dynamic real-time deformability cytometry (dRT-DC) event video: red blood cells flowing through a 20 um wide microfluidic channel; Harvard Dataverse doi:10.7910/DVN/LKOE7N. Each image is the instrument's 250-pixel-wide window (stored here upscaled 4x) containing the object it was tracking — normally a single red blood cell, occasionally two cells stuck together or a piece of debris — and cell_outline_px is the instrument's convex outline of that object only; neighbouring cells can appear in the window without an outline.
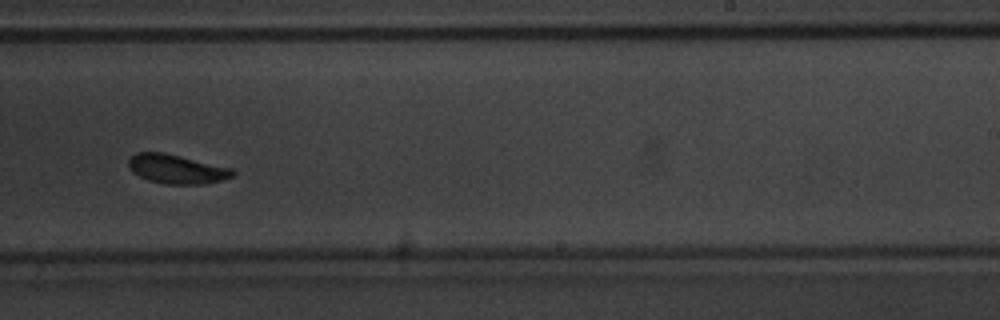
{"species": "common noctule bat (a hibernating species)", "species_latin": "Nyctalus noctula", "temperature_condition": "warm", "stored_images_in_passage": 31, "camera_frame_rate_fps": 3000, "um_per_image_px": 0.085, "animal": {"sex": "male", "body_mass_g": 20.1, "forearm_length_mm": 53.5}, "frame": {"image": 1, "passage_image": 18, "time_ms": 5.667, "image_size_px": [1000, 320], "cell_outline_px": [[236, 172], [232, 176], [220, 180], [204, 184], [164, 184], [148, 180], [132, 172], [128, 168], [128, 160], [136, 152], [164, 152], [232, 168]], "centroid_in_image_um": [14.99, 14.36], "position_along_channel_um": 274.0, "area_um2": 17.69}, "authors_computed_cell_mechanics": {"area_um2": 17.6868, "velocity_mm_per_s": 3.9632, "shape_relaxation_time_tau1_ms": null, "shape_relaxation_time_tau2_ms": 4.2408, "deformation_change_tau1": null, "deformation_change_tau2": 0.0956}}